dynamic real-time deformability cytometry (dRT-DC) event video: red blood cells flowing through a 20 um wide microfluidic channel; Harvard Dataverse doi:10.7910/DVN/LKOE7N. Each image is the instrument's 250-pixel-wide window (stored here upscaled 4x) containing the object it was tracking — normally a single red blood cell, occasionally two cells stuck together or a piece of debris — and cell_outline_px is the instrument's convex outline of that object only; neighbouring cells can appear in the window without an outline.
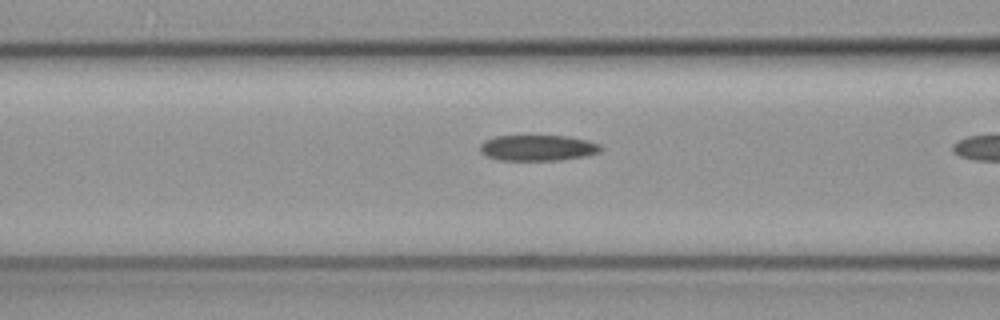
{"species": "common noctule bat (a hibernating species)", "species_latin": "Nyctalus noctula", "temperature_condition": "cold", "stored_images_in_passage": 6, "camera_frame_rate_fps": 3000, "um_per_image_px": 0.085, "animal": {"sex": "female", "body_mass_g": 19.3, "forearm_length_mm": 54.1}, "frame": {"image": 1, "passage_image": 5, "time_ms": 1.333, "image_size_px": [1000, 320], "cell_outline_px": [[604, 148], [600, 152], [588, 156], [560, 160], [500, 160], [488, 156], [480, 152], [480, 144], [484, 140], [496, 136], [568, 136], [588, 140], [600, 144]], "centroid_in_image_um": [45.76, 12.57], "position_along_channel_um": 120.8, "area_um2": 18.32}}